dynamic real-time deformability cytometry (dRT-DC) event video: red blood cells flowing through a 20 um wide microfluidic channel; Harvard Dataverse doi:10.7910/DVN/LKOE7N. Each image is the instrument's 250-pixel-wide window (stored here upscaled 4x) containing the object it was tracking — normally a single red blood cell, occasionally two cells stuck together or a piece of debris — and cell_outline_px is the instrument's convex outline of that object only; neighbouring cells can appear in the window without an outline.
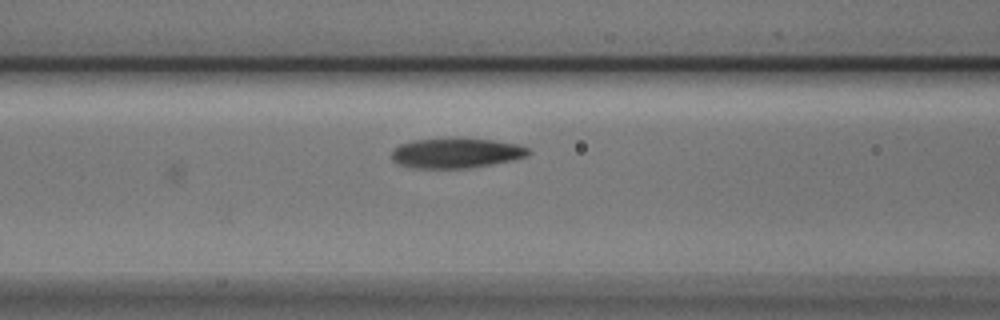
{"species": "Egyptian fruit bat (a non-hibernating species)", "species_latin": "Rousettus aegyptiacus", "temperature_condition": "cold", "stored_images_in_passage": 20, "camera_frame_rate_fps": 3000, "um_per_image_px": 0.085, "animal": {"sex": "male"}, "frame": {"image": 1, "passage_image": 20, "time_ms": 6.333, "image_size_px": [1000, 320], "cell_outline_px": [[532, 152], [528, 156], [512, 160], [492, 164], [468, 168], [412, 168], [400, 164], [392, 160], [392, 148], [400, 144], [412, 140], [456, 136], [492, 140], [516, 144], [528, 148]], "centroid_in_image_um": [38.75, 12.98], "position_along_channel_um": 127.8, "area_um2": 24.51}}